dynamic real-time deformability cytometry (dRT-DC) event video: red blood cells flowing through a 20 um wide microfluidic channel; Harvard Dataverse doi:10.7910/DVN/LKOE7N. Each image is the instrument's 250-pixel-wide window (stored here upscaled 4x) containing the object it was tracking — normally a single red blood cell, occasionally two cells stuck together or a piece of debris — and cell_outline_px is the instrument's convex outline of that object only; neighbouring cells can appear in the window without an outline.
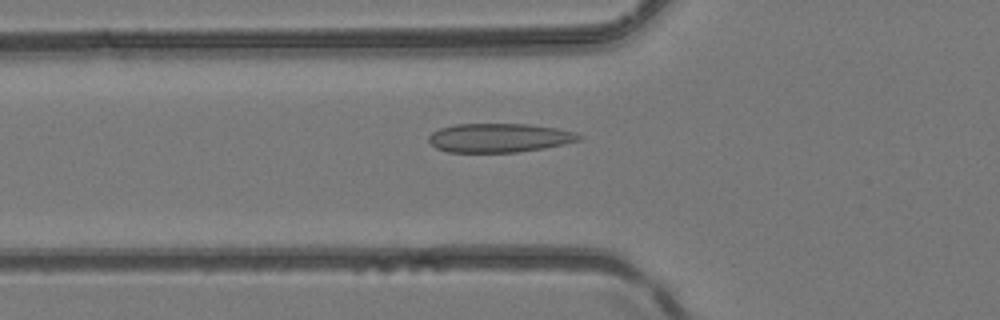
{"species": "common noctule bat (a hibernating species)", "species_latin": "Nyctalus noctula", "temperature_condition": "room temperature", "stored_images_in_passage": 44, "camera_frame_rate_fps": 3000, "um_per_image_px": 0.085, "animal": {"sex": "female", "body_mass_g": 24.6, "forearm_length_mm": 56.2}, "frame": {"image": 1, "passage_image": 16, "time_ms": 5.0, "image_size_px": [1000, 320], "cell_outline_px": [[584, 136], [580, 140], [564, 144], [544, 148], [516, 152], [448, 152], [436, 148], [428, 140], [428, 136], [432, 132], [440, 128], [456, 124], [528, 124], [556, 128], [576, 132]], "centroid_in_image_um": [42.45, 11.71], "position_along_channel_um": 83.4, "area_um2": 25.37}}
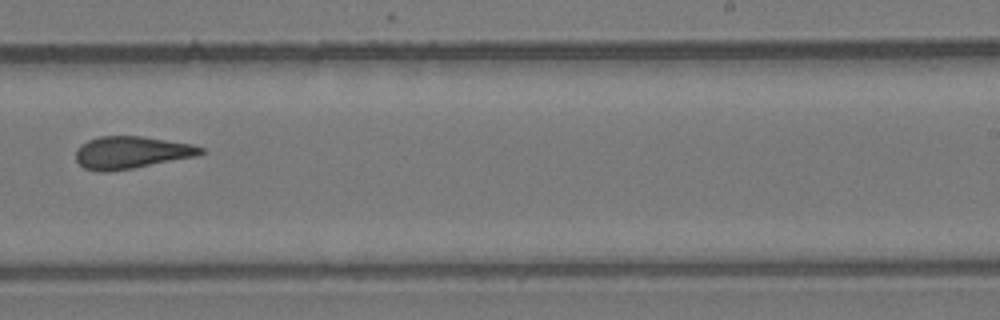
{"frame": {"image": 2, "passage_image": 28, "time_ms": 9.0, "image_size_px": [1000, 320], "cell_outline_px": [[204, 152], [200, 156], [132, 168], [108, 172], [100, 172], [84, 168], [76, 160], [76, 148], [80, 144], [88, 140], [100, 136], [140, 136], [192, 144], [204, 148]], "centroid_in_image_um": [11.16, 12.96], "position_along_channel_um": 277.8, "area_um2": 23.64}}
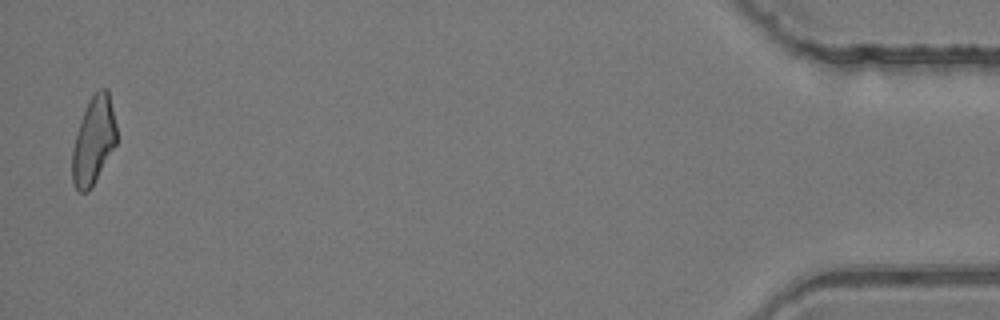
{"frame": {"image": 3, "passage_image": 43, "time_ms": 14.0, "image_size_px": [1000, 320], "cell_outline_px": [[116, 144], [88, 192], [80, 192], [76, 188], [72, 180], [72, 148], [80, 120], [88, 100], [100, 88], [108, 88], [116, 124]], "centroid_in_image_um": [7.94, 11.92], "position_along_channel_um": 427.3, "area_um2": 22.43}}